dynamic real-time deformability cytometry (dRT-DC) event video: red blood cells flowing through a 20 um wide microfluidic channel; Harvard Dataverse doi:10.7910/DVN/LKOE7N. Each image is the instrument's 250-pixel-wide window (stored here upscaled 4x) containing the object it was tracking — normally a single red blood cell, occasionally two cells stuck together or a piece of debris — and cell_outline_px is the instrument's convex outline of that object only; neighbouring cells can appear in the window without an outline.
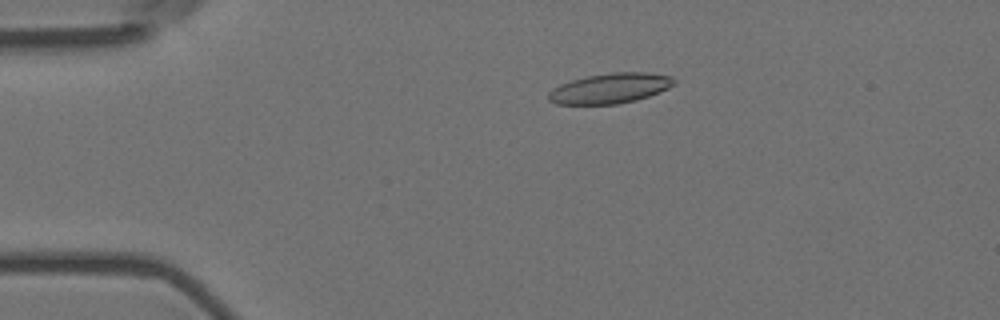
{"species": "Egyptian fruit bat (a non-hibernating species)", "species_latin": "Rousettus aegyptiacus", "temperature_condition": "room temperature", "stored_images_in_passage": 5, "camera_frame_rate_fps": 3000, "um_per_image_px": 0.085, "animal": {"sex": "female"}, "frame": {"image": 1, "passage_image": 3, "time_ms": 0.667, "image_size_px": [1000, 320], "cell_outline_px": [[676, 84], [660, 92], [636, 100], [616, 104], [556, 104], [548, 100], [548, 92], [552, 88], [560, 84], [572, 80], [588, 76], [612, 72], [648, 72], [672, 76], [676, 80]], "centroid_in_image_um": [51.87, 7.5], "position_along_channel_um": 33.1, "area_um2": 22.2}}
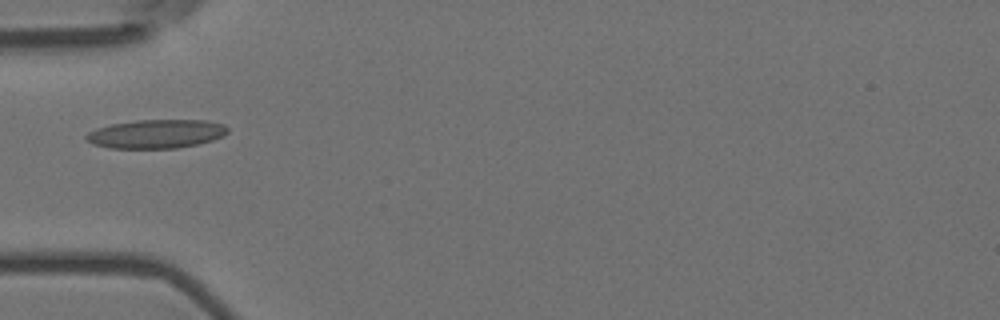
{"frame": {"image": 2, "passage_image": 5, "time_ms": 1.333, "image_size_px": [1000, 320], "cell_outline_px": [[228, 132], [224, 136], [200, 144], [176, 148], [108, 148], [92, 144], [84, 140], [84, 136], [88, 132], [96, 128], [112, 124], [136, 120], [208, 120], [224, 124], [228, 128]], "centroid_in_image_um": [13.27, 11.38], "position_along_channel_um": 71.7, "area_um2": 23.99}}